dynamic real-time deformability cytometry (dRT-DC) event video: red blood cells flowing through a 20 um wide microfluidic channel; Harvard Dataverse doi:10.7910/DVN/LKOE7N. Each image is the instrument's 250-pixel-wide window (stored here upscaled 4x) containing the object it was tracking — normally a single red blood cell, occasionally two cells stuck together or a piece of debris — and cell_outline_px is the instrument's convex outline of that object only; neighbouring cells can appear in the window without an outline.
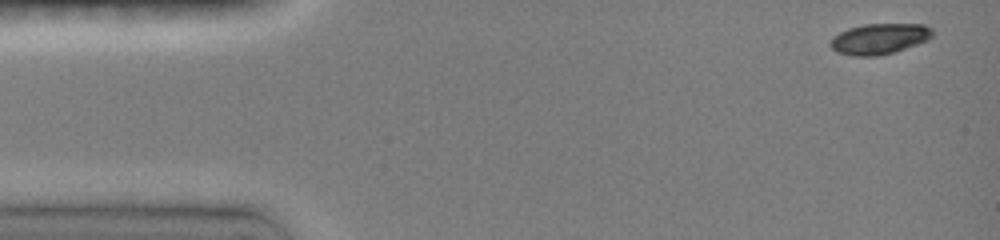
{"species": "common noctule bat (a hibernating species)", "species_latin": "Nyctalus noctula", "temperature_condition": "room temperature", "stored_images_in_passage": 7, "camera_frame_rate_fps": 3000, "um_per_image_px": 0.085, "animal": {"sex": "female", "body_mass_g": 19.0, "forearm_length_mm": 51.5}, "frame": {"image": 1, "passage_image": 1, "time_ms": 0.0, "image_size_px": [1000, 240], "cell_outline_px": [[932, 36], [928, 40], [880, 56], [852, 56], [836, 52], [828, 44], [832, 36], [848, 28], [864, 24], [924, 24], [932, 28]], "centroid_in_image_um": [74.7, 3.3], "position_along_channel_um": 10.3, "area_um2": 18.32}}
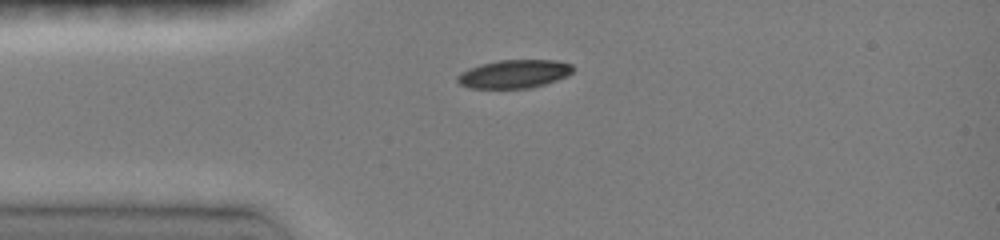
{"frame": {"image": 2, "passage_image": 4, "time_ms": 1.0, "image_size_px": [1000, 240], "cell_outline_px": [[572, 72], [568, 76], [532, 88], [468, 88], [460, 84], [456, 80], [456, 76], [460, 72], [468, 68], [480, 64], [500, 60], [556, 60], [572, 64]], "centroid_in_image_um": [43.67, 6.28], "position_along_channel_um": 41.3, "area_um2": 19.19}}
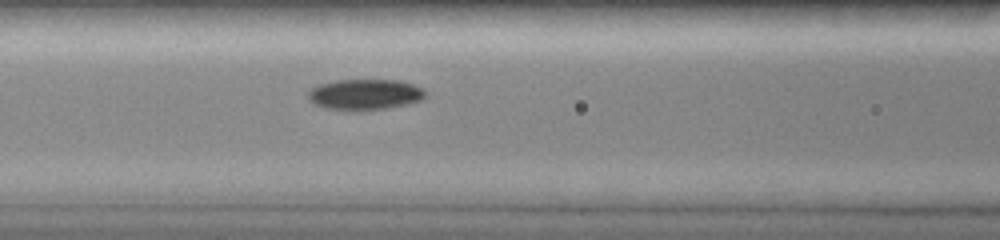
{"frame": {"image": 3, "passage_image": 7, "time_ms": 2.0, "image_size_px": [1000, 240], "cell_outline_px": [[424, 96], [420, 100], [408, 104], [384, 108], [352, 112], [328, 108], [316, 104], [308, 96], [308, 92], [312, 88], [320, 84], [336, 80], [400, 80], [424, 88]], "centroid_in_image_um": [31.03, 8.03], "position_along_channel_um": 135.6, "area_um2": 20.92}}